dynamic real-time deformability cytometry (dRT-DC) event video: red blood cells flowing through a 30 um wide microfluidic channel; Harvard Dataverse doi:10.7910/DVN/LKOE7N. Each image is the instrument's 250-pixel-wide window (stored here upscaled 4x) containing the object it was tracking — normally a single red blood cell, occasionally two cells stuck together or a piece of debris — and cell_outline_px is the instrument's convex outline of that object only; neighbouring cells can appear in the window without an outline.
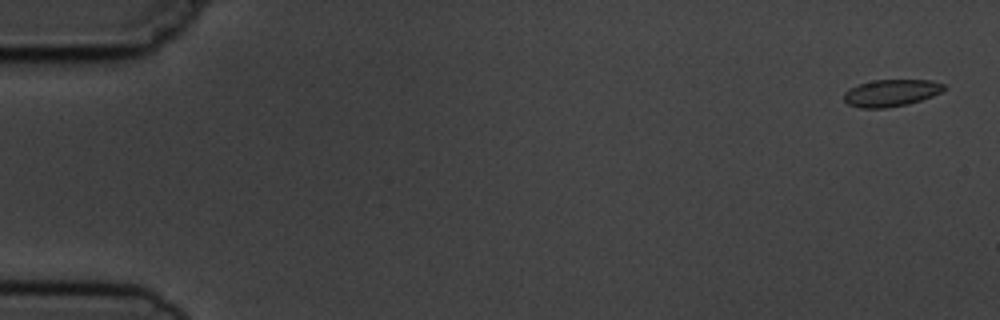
{"species": "common noctule bat (a hibernating species)", "species_latin": "Nyctalus noctula", "temperature_condition": "cold", "stored_images_in_passage": 10, "camera_frame_rate_fps": 3000, "um_per_image_px": 0.085, "animal": {"sex": "male", "body_mass_g": 19.5, "forearm_length_mm": 54.6}, "frame": {"image": 1, "passage_image": 1, "time_ms": 0.0, "image_size_px": [1000, 320], "cell_outline_px": [[948, 88], [932, 96], [908, 104], [884, 108], [860, 108], [848, 104], [844, 100], [844, 92], [860, 84], [872, 80], [932, 80], [944, 84]], "centroid_in_image_um": [75.77, 7.9], "position_along_channel_um": 9.2, "area_um2": 15.66}}
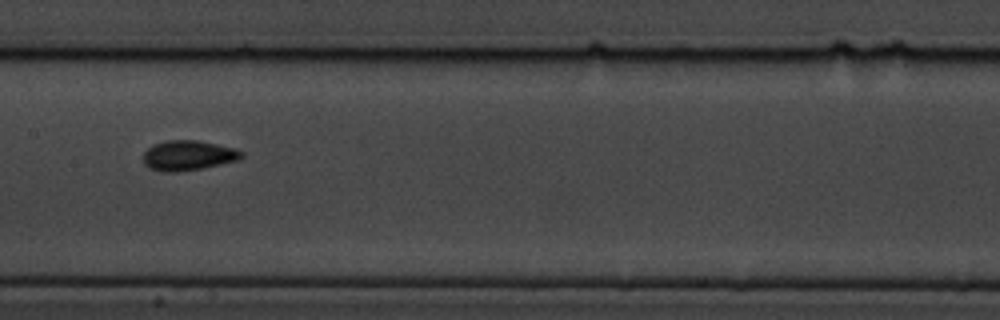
{"frame": {"image": 2, "passage_image": 8, "time_ms": 8.667, "image_size_px": [1000, 320], "cell_outline_px": [[244, 156], [240, 160], [200, 168], [176, 172], [160, 172], [148, 168], [144, 164], [144, 152], [152, 144], [164, 140], [196, 140], [236, 148], [244, 152]], "centroid_in_image_um": [15.99, 13.21], "position_along_channel_um": 191.4, "area_um2": 17.34}}
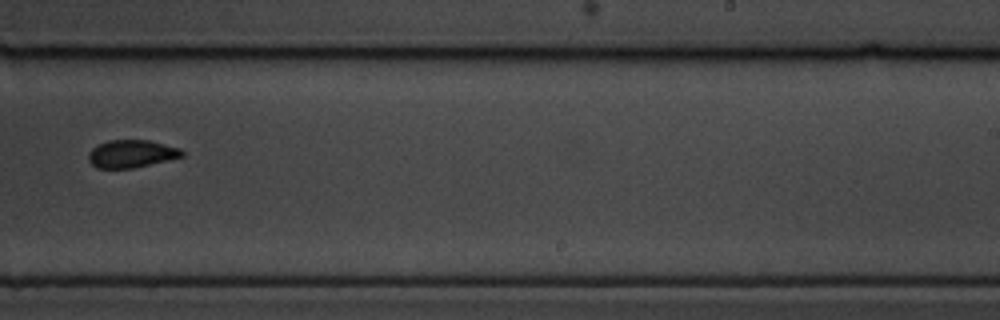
{"frame": {"image": 3, "passage_image": 10, "time_ms": 11.0, "image_size_px": [1000, 320], "cell_outline_px": [[184, 156], [168, 160], [132, 168], [96, 168], [88, 160], [88, 152], [96, 144], [108, 140], [148, 140], [180, 148], [184, 152]], "centroid_in_image_um": [11.14, 13.06], "position_along_channel_um": 277.9, "area_um2": 15.14}}